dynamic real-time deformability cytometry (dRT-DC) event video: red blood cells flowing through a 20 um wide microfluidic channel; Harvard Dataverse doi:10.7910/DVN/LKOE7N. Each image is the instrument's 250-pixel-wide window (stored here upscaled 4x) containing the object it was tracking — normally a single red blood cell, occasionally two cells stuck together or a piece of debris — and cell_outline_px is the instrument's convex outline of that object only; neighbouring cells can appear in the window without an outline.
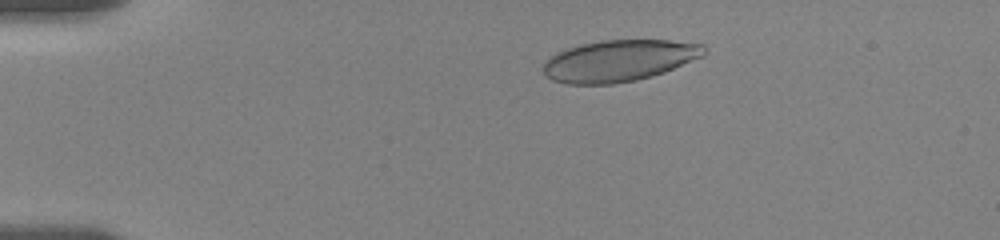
{"species": "human", "species_latin": "Homo sapiens", "temperature_condition": "room temperature", "stored_images_in_passage": 20, "camera_frame_rate_fps": 3000, "um_per_image_px": 0.085, "donor": {"sex": "female"}, "frame": {"image": 1, "passage_image": 6, "time_ms": 2.333, "image_size_px": [1000, 240], "cell_outline_px": [[708, 52], [704, 56], [664, 72], [652, 76], [636, 80], [612, 84], [564, 84], [552, 80], [544, 72], [544, 64], [556, 52], [580, 44], [600, 40], [668, 40], [704, 44]], "centroid_in_image_um": [52.66, 5.15], "position_along_channel_um": 32.3, "area_um2": 38.96}}
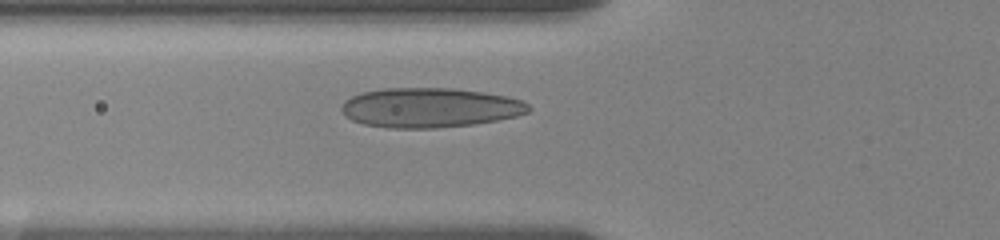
{"frame": {"image": 2, "passage_image": 18, "time_ms": 5.667, "image_size_px": [1000, 240], "cell_outline_px": [[532, 108], [528, 112], [516, 116], [476, 124], [436, 128], [388, 128], [364, 124], [352, 120], [344, 116], [340, 108], [344, 100], [360, 92], [384, 88], [452, 88], [484, 92], [508, 96], [524, 100]], "centroid_in_image_um": [36.53, 9.15], "position_along_channel_um": 89.3, "area_um2": 43.64}}